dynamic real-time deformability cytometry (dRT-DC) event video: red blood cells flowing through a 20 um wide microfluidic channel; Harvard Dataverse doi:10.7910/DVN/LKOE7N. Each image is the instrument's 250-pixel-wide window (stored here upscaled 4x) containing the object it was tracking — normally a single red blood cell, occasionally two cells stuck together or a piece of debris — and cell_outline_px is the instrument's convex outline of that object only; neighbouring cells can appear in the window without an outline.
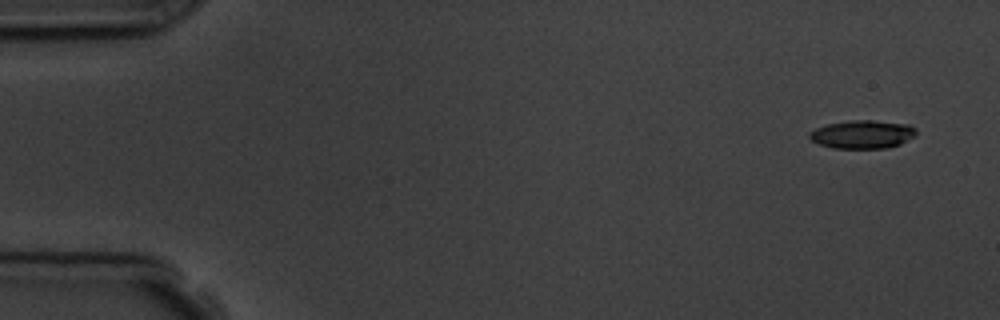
{"species": "common noctule bat (a hibernating species)", "species_latin": "Nyctalus noctula", "temperature_condition": "room temperature", "stored_images_in_passage": 9, "camera_frame_rate_fps": 3000, "um_per_image_px": 0.085, "animal": {"sex": "male", "body_mass_g": 19.5, "forearm_length_mm": 54.6}, "frame": {"image": 1, "passage_image": 1, "time_ms": 0.0, "image_size_px": [1000, 320], "cell_outline_px": [[916, 136], [900, 144], [884, 148], [832, 148], [820, 144], [812, 140], [808, 136], [808, 132], [816, 128], [828, 124], [852, 120], [872, 120], [908, 124], [916, 128]], "centroid_in_image_um": [73.32, 11.41], "position_along_channel_um": 11.7, "area_um2": 17.57}}
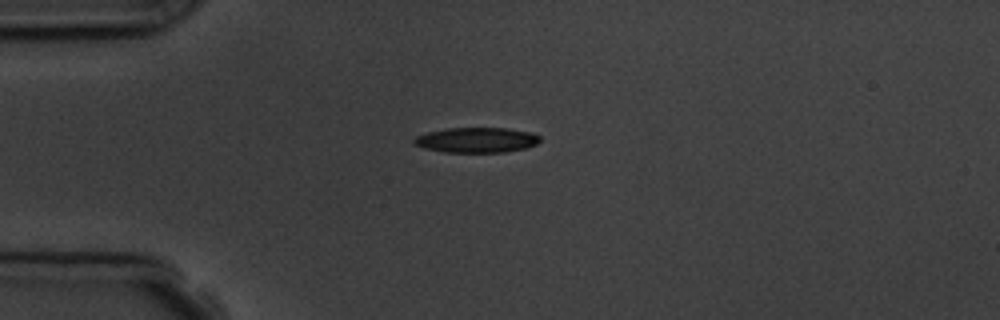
{"frame": {"image": 2, "passage_image": 4, "time_ms": 3.667, "image_size_px": [1000, 320], "cell_outline_px": [[540, 140], [536, 144], [524, 148], [504, 152], [444, 152], [424, 148], [412, 144], [412, 140], [416, 136], [428, 132], [448, 128], [508, 128], [532, 132], [540, 136]], "centroid_in_image_um": [40.49, 11.9], "position_along_channel_um": 44.5, "area_um2": 18.5}}